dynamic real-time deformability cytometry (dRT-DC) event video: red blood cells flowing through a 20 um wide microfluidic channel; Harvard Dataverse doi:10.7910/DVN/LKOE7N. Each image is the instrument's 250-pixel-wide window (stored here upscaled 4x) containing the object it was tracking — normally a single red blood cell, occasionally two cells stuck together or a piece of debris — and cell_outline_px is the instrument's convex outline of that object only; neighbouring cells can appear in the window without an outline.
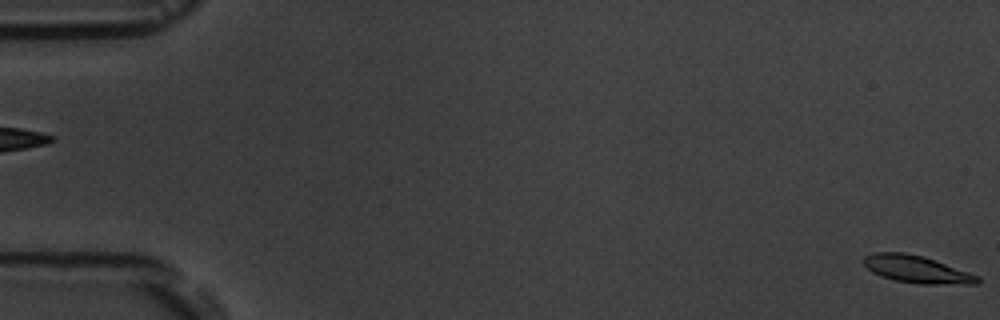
{"species": "common noctule bat (a hibernating species)", "species_latin": "Nyctalus noctula", "temperature_condition": "room temperature", "stored_images_in_passage": 4, "segment_of_instrument_passage": [2, 2], "camera_frame_rate_fps": 3000, "um_per_image_px": 0.085, "animal": {"sex": "male", "body_mass_g": 19.5, "forearm_length_mm": 54.6}, "frame": {"image": 1, "passage_image": 4, "time_ms": 3.667, "image_size_px": [1000, 320], "cell_outline_px": [[980, 284], [920, 284], [896, 280], [880, 276], [872, 272], [860, 260], [864, 256], [872, 252], [904, 252], [924, 256], [980, 276]], "centroid_in_image_um": [77.91, 22.88], "position_along_channel_um": 7.1, "area_um2": 18.32}}